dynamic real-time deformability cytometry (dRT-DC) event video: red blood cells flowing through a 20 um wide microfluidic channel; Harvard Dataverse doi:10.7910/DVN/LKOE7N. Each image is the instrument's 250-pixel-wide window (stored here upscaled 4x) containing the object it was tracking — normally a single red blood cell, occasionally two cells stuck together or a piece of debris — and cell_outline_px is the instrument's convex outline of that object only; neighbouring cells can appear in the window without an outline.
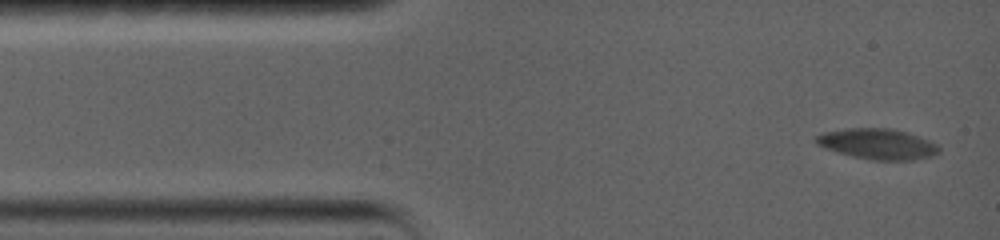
{"species": "common noctule bat (a hibernating species)", "species_latin": "Nyctalus noctula", "temperature_condition": "warm", "stored_images_in_passage": 4, "camera_frame_rate_fps": 5000, "um_per_image_px": 0.085, "animal": {"sex": "female", "body_mass_g": 19.0, "forearm_length_mm": 56.7}, "frame": {"image": 1, "passage_image": 1, "time_ms": 0.0, "image_size_px": [1000, 240], "cell_outline_px": [[940, 152], [932, 156], [912, 160], [872, 160], [852, 156], [816, 144], [816, 136], [824, 132], [848, 128], [892, 128], [908, 132], [928, 140], [936, 144], [940, 148]], "centroid_in_image_um": [74.64, 12.23], "position_along_channel_um": 10.4, "area_um2": 21.73}}
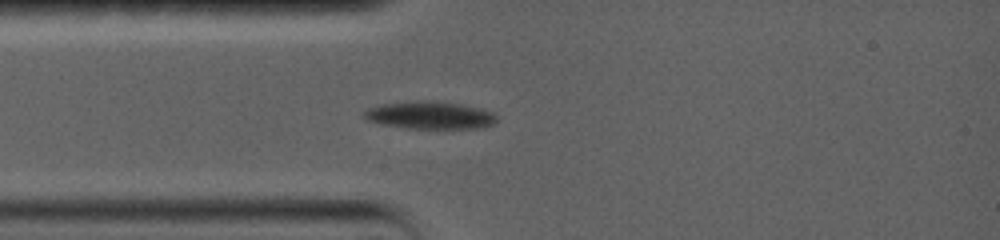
{"frame": {"image": 2, "passage_image": 4, "time_ms": 3.4, "image_size_px": [1000, 240], "cell_outline_px": [[496, 120], [492, 124], [480, 128], [408, 128], [384, 124], [364, 120], [364, 112], [368, 108], [384, 104], [416, 100], [436, 100], [460, 104], [480, 108], [492, 112], [496, 116]], "centroid_in_image_um": [36.54, 9.78], "position_along_channel_um": 48.5, "area_um2": 21.21}}